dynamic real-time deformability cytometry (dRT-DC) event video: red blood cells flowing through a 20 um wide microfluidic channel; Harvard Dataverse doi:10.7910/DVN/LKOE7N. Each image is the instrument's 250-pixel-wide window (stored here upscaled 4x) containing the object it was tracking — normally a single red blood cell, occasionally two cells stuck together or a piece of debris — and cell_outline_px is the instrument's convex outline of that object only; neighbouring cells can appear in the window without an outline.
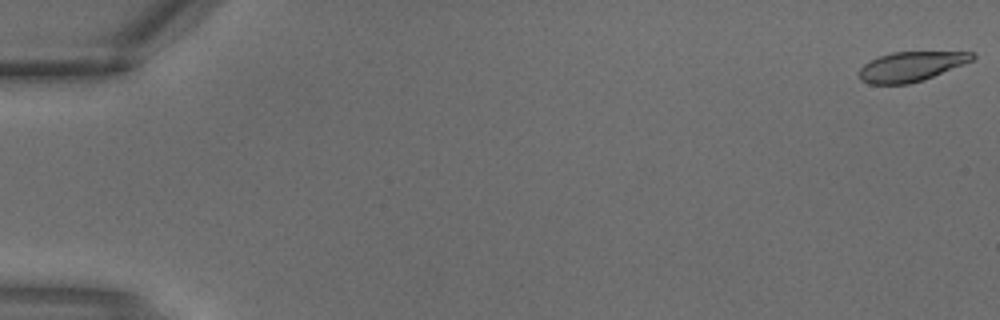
{"species": "common noctule bat (a hibernating species)", "species_latin": "Nyctalus noctula", "temperature_condition": "warm", "stored_images_in_passage": 4, "camera_frame_rate_fps": 3000, "um_per_image_px": 0.085, "animal": {"sex": "male", "body_mass_g": 18.8}, "frame": {"image": 1, "passage_image": 1, "time_ms": 0.0, "image_size_px": [1000, 320], "cell_outline_px": [[976, 56], [972, 60], [964, 64], [924, 80], [908, 84], [868, 84], [860, 80], [860, 68], [864, 64], [880, 56], [892, 52], [972, 52]], "centroid_in_image_um": [77.43, 5.66], "position_along_channel_um": 7.6, "area_um2": 19.42}}
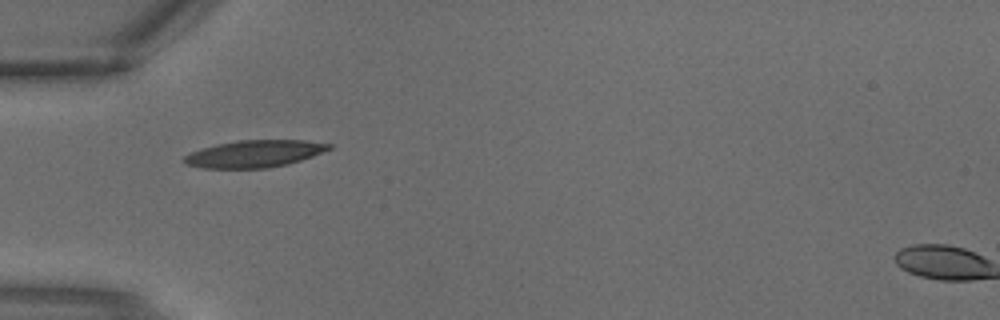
{"frame": {"image": 2, "passage_image": 4, "time_ms": 1.0, "image_size_px": [1000, 320], "cell_outline_px": [[332, 148], [312, 156], [288, 164], [268, 168], [204, 168], [184, 164], [184, 156], [192, 152], [216, 144], [236, 140], [304, 140], [332, 144]], "centroid_in_image_um": [21.63, 13.07], "position_along_channel_um": 63.4, "area_um2": 22.77}}